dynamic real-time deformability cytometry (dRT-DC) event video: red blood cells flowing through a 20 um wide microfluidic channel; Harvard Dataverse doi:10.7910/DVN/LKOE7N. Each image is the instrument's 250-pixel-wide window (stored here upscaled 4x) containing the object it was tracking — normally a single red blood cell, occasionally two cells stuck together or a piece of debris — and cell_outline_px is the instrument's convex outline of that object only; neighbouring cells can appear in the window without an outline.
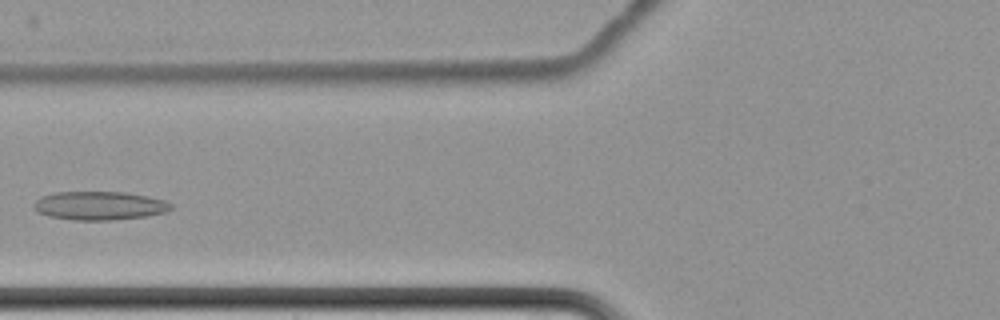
{"species": "common noctule bat (a hibernating species)", "species_latin": "Nyctalus noctula", "temperature_condition": "cold", "stored_images_in_passage": 10, "camera_frame_rate_fps": 3000, "um_per_image_px": 0.085, "animal": {"sex": "female", "body_mass_g": 22.7, "forearm_length_mm": 54.2}, "frame": {"image": 1, "passage_image": 10, "time_ms": 11.0, "image_size_px": [1000, 320], "cell_outline_px": [[176, 208], [168, 212], [148, 216], [112, 220], [76, 220], [48, 216], [36, 212], [36, 200], [40, 196], [52, 192], [124, 192], [148, 196], [164, 200], [172, 204]], "centroid_in_image_um": [8.51, 17.48], "position_along_channel_um": 117.3, "area_um2": 23.06}}